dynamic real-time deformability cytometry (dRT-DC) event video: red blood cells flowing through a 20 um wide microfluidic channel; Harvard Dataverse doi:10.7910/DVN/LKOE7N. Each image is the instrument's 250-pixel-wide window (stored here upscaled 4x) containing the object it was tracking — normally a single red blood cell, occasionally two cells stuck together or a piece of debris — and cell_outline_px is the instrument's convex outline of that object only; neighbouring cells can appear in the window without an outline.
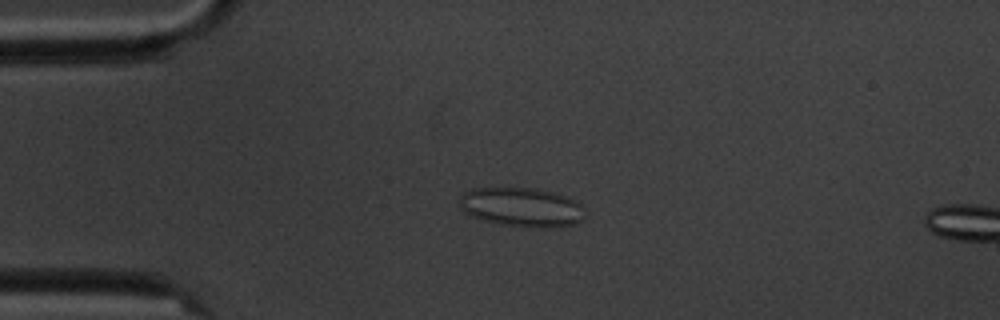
{"species": "common noctule bat (a hibernating species)", "species_latin": "Nyctalus noctula", "temperature_condition": "cold", "stored_images_in_passage": 5, "camera_frame_rate_fps": 3000, "um_per_image_px": 0.085, "animal": {"sex": "male", "body_mass_g": 20.1, "forearm_length_mm": 53.5}, "frame": {"image": 1, "passage_image": 4, "time_ms": 4.333, "image_size_px": [1000, 320], "cell_outline_px": [[584, 220], [576, 224], [548, 228], [540, 228], [504, 224], [468, 216], [460, 208], [460, 196], [464, 192], [472, 188], [536, 188], [568, 196], [576, 200], [584, 208]], "centroid_in_image_um": [44.37, 17.6], "position_along_channel_um": 40.6, "area_um2": 28.84}}